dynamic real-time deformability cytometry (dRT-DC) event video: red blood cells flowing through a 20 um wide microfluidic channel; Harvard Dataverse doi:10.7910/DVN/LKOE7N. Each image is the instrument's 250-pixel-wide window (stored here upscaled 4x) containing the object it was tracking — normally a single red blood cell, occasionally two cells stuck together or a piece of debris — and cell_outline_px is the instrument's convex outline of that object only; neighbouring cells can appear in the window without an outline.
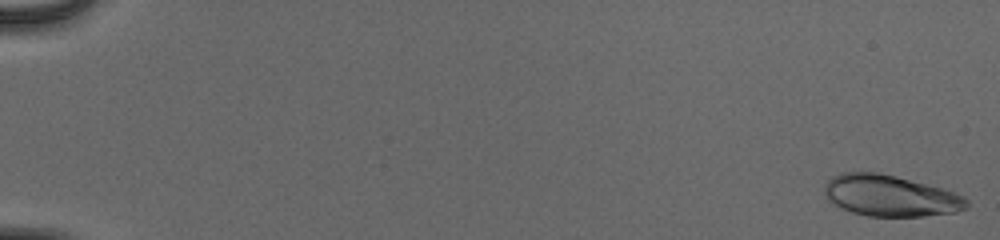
{"species": "human", "species_latin": "Homo sapiens", "temperature_condition": "cold", "stored_images_in_passage": 55, "camera_frame_rate_fps": 3000, "um_per_image_px": 0.085, "donor": {"sex": "male"}, "frame": {"image": 1, "passage_image": 1, "time_ms": 0.0, "image_size_px": [1000, 240], "cell_outline_px": [[968, 208], [956, 212], [924, 216], [868, 216], [852, 212], [840, 208], [828, 200], [824, 196], [824, 184], [832, 176], [840, 172], [880, 172], [896, 176], [940, 188], [964, 196], [968, 200]], "centroid_in_image_um": [75.63, 16.63], "position_along_channel_um": 9.4, "area_um2": 34.28}}
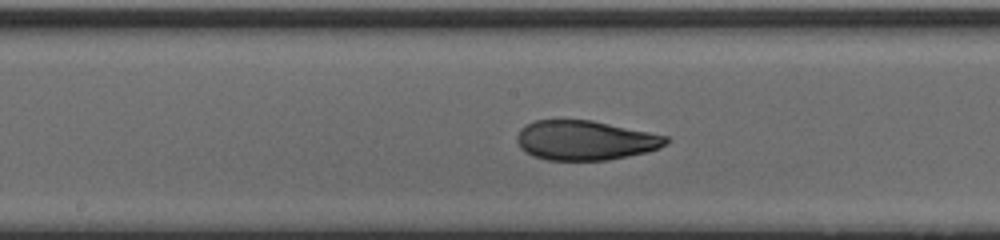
{"frame": {"image": 2, "passage_image": 31, "time_ms": 10.0, "image_size_px": [1000, 240], "cell_outline_px": [[672, 140], [668, 144], [660, 148], [648, 152], [608, 160], [548, 160], [532, 156], [524, 152], [520, 148], [516, 140], [516, 136], [520, 128], [536, 120], [592, 120], [668, 136]], "centroid_in_image_um": [49.76, 11.93], "position_along_channel_um": 198.4, "area_um2": 34.68}}
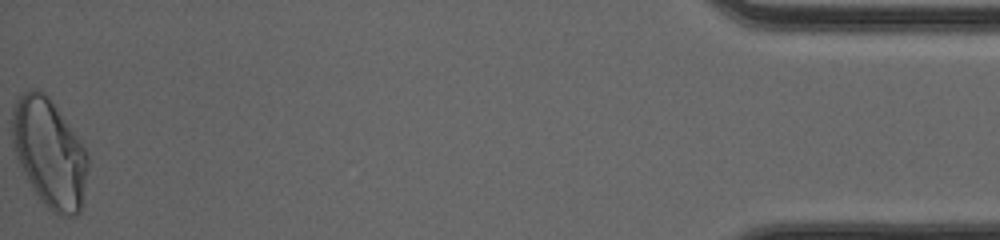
{"frame": {"image": 3, "passage_image": 55, "time_ms": 18.0, "image_size_px": [1000, 240], "cell_outline_px": [[88, 168], [80, 212], [76, 216], [60, 216], [52, 212], [44, 204], [32, 188], [16, 156], [12, 144], [12, 108], [16, 100], [24, 92], [32, 88], [36, 88], [44, 92], [48, 96], [80, 140], [88, 152]], "centroid_in_image_um": [4.2, 13.0], "position_along_channel_um": 431.0, "area_um2": 47.8}, "authors_computed_cell_mechanics": {"area_um2": 34.7378, "velocity_mm_per_s": 3.9443, "shape_relaxation_time_tau1_ms": 7.3962, "shape_relaxation_time_tau2_ms": 1.1797, "deformation_change_tau1": 0.2338, "deformation_change_tau2": 0.0732}}